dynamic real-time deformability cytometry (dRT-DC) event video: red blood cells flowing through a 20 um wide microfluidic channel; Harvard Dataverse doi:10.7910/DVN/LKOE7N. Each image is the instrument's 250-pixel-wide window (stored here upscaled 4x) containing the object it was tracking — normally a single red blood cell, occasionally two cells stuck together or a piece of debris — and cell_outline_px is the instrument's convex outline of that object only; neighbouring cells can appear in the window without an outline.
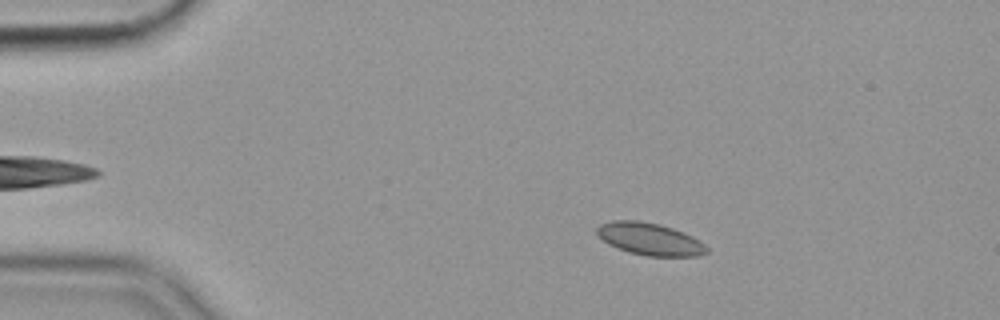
{"species": "common noctule bat (a hibernating species)", "species_latin": "Nyctalus noctula", "temperature_condition": "cold", "stored_images_in_passage": 52, "camera_frame_rate_fps": 3000, "um_per_image_px": 0.085, "animal": {"sex": "female", "body_mass_g": 19.9}, "frame": {"image": 1, "passage_image": 5, "time_ms": 1.333, "image_size_px": [1000, 320], "cell_outline_px": [[708, 252], [696, 256], [644, 256], [628, 252], [616, 248], [608, 244], [596, 236], [596, 228], [600, 224], [612, 220], [640, 220], [660, 224], [672, 228], [692, 236], [700, 240], [708, 248]], "centroid_in_image_um": [55.18, 20.31], "position_along_channel_um": 29.8, "area_um2": 20.92}}
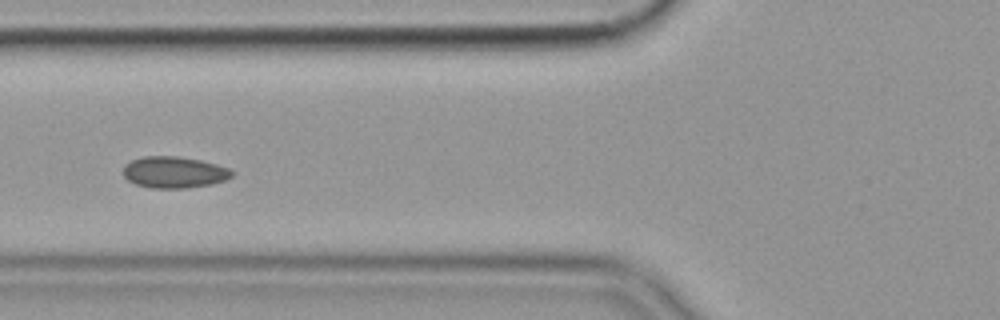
{"frame": {"image": 2, "passage_image": 17, "time_ms": 5.333, "image_size_px": [1000, 320], "cell_outline_px": [[236, 172], [232, 176], [224, 180], [212, 184], [188, 188], [152, 188], [136, 184], [128, 180], [124, 176], [124, 164], [132, 160], [144, 156], [176, 156], [200, 160], [216, 164], [228, 168]], "centroid_in_image_um": [14.81, 14.64], "position_along_channel_um": 111.0, "area_um2": 19.94}}
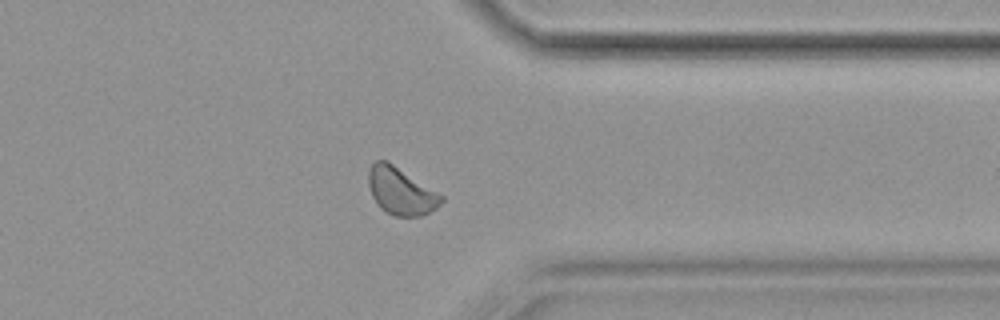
{"frame": {"image": 3, "passage_image": 40, "time_ms": 13.0, "image_size_px": [1000, 320], "cell_outline_px": [[444, 200], [436, 208], [420, 216], [392, 216], [380, 208], [372, 196], [368, 184], [368, 168], [376, 160], [388, 160], [444, 196]], "centroid_in_image_um": [34.05, 16.23], "position_along_channel_um": 377.3, "area_um2": 20.17}, "authors_computed_cell_mechanics": {"area_um2": 19.8254, "velocity_mm_per_s": 3.5199, "shape_relaxation_time_tau1_ms": null, "shape_relaxation_time_tau2_ms": 6.3595, "deformation_change_tau1": null, "deformation_change_tau2": 0.0947}}